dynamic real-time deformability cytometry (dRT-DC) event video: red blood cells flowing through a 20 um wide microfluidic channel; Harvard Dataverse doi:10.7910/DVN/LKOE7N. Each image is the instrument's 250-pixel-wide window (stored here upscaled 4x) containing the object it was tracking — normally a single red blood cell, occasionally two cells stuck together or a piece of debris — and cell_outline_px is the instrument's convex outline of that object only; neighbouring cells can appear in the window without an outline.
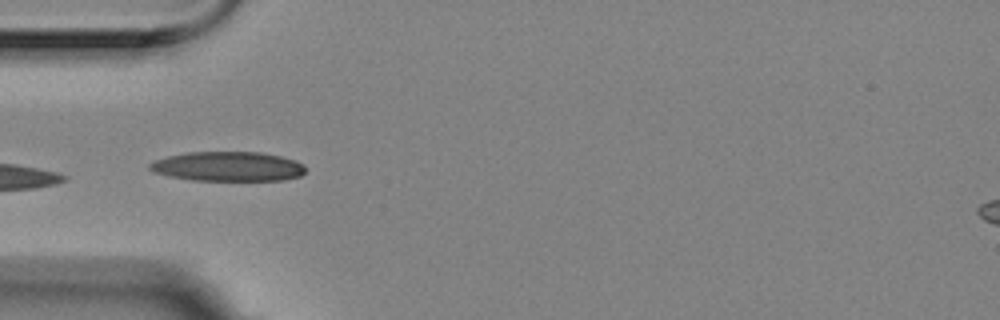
{"species": "Egyptian fruit bat (a non-hibernating species)", "species_latin": "Rousettus aegyptiacus", "temperature_condition": "room temperature", "stored_images_in_passage": 5, "camera_frame_rate_fps": 3000, "um_per_image_px": 0.085, "animal": {"sex": "female"}, "frame": {"image": 1, "passage_image": 5, "time_ms": 1.333, "image_size_px": [1000, 320], "cell_outline_px": [[304, 172], [300, 176], [284, 180], [192, 180], [168, 176], [152, 172], [148, 168], [148, 164], [156, 160], [168, 156], [188, 152], [260, 152], [280, 156], [296, 160], [304, 164]], "centroid_in_image_um": [19.36, 14.15], "position_along_channel_um": 65.6, "area_um2": 26.88}}